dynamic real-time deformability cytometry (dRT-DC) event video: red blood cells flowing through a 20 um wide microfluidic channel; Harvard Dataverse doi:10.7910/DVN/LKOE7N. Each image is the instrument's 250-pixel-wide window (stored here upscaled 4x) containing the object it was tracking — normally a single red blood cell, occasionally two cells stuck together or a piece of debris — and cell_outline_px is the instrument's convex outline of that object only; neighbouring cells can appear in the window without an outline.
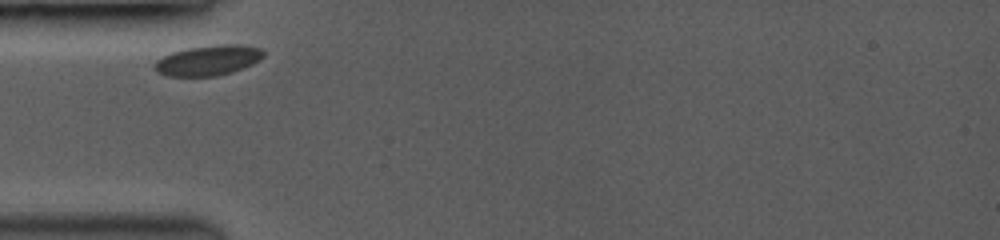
{"species": "common noctule bat (a hibernating species)", "species_latin": "Nyctalus noctula", "temperature_condition": "room temperature", "stored_images_in_passage": 21, "camera_frame_rate_fps": 3500, "um_per_image_px": 0.085, "animal": {"sex": "female", "body_mass_g": 19.0, "forearm_length_mm": 53.3}, "frame": {"image": 1, "passage_image": 1, "time_ms": 0.0, "image_size_px": [1000, 240], "cell_outline_px": [[264, 56], [252, 64], [232, 72], [216, 76], [168, 76], [156, 72], [152, 68], [156, 60], [172, 52], [188, 48], [224, 44], [240, 44], [260, 48], [264, 52]], "centroid_in_image_um": [17.67, 5.13], "position_along_channel_um": 67.3, "area_um2": 19.13}}
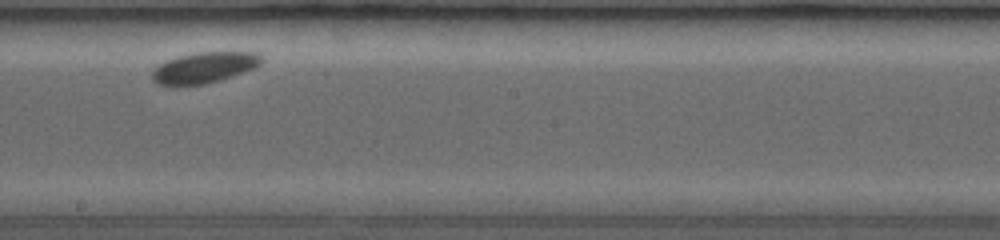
{"frame": {"image": 2, "passage_image": 11, "time_ms": 2.857, "image_size_px": [1000, 240], "cell_outline_px": [[264, 60], [260, 64], [244, 72], [220, 80], [204, 84], [156, 84], [152, 80], [152, 72], [160, 64], [168, 60], [180, 56], [196, 52], [256, 52]], "centroid_in_image_um": [17.39, 5.73], "position_along_channel_um": 230.8, "area_um2": 19.25}}
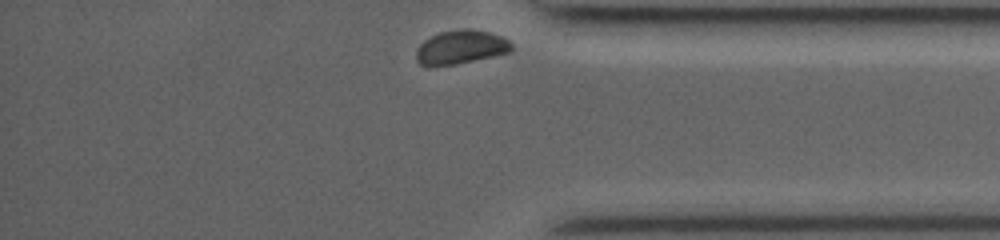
{"frame": {"image": 3, "passage_image": 21, "time_ms": 5.714, "image_size_px": [1000, 240], "cell_outline_px": [[512, 48], [508, 52], [492, 56], [456, 64], [420, 64], [416, 60], [416, 48], [424, 40], [440, 32], [464, 28], [468, 28], [488, 32], [500, 36], [508, 40], [512, 44]], "centroid_in_image_um": [39.16, 3.98], "position_along_channel_um": 396.0, "area_um2": 18.32}}